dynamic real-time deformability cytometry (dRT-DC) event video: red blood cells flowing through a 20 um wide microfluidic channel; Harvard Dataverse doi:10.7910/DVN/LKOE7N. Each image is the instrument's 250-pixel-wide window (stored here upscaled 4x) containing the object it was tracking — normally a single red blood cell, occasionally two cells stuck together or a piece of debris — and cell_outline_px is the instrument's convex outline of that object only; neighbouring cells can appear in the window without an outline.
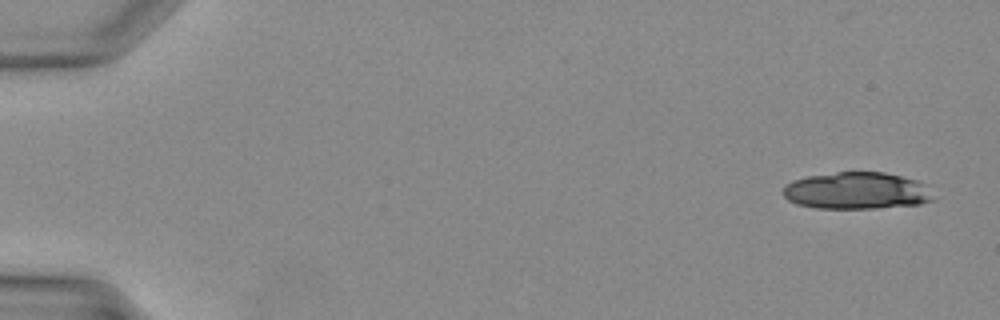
{"species": "Egyptian fruit bat (a non-hibernating species)", "species_latin": "Rousettus aegyptiacus", "temperature_condition": "warm", "stored_images_in_passage": 36, "segment_of_instrument_passage": [1, 2], "camera_frame_rate_fps": 3000, "um_per_image_px": 0.085, "animal": {"sex": "female"}, "frame": {"image": 1, "passage_image": 1, "time_ms": 0.0, "image_size_px": [1000, 320], "cell_outline_px": [[936, 200], [920, 204], [876, 208], [816, 208], [796, 204], [788, 200], [784, 196], [784, 184], [792, 180], [808, 176], [836, 172], [884, 172], [916, 180], [928, 184]], "centroid_in_image_um": [72.86, 16.21], "position_along_channel_um": 12.1, "area_um2": 32.66}}
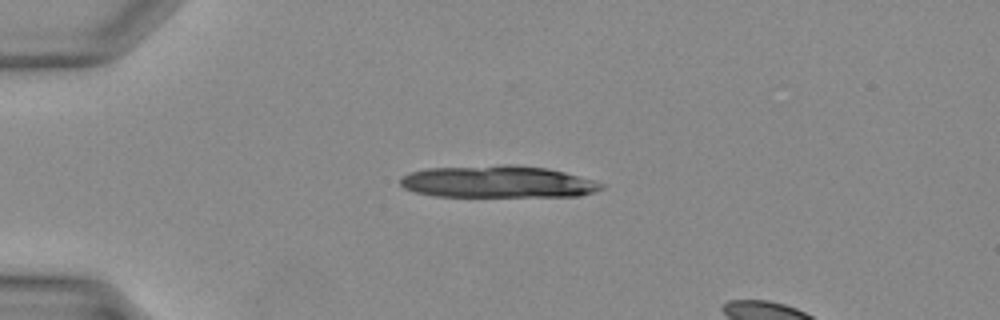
{"frame": {"image": 2, "passage_image": 9, "time_ms": 2.667, "image_size_px": [1000, 320], "cell_outline_px": [[604, 188], [580, 196], [436, 196], [416, 192], [404, 188], [400, 184], [400, 180], [404, 176], [412, 172], [424, 168], [504, 164], [512, 164], [548, 168], [564, 172], [592, 180], [604, 184]], "centroid_in_image_um": [42.31, 15.44], "position_along_channel_um": 42.7, "area_um2": 37.51}}